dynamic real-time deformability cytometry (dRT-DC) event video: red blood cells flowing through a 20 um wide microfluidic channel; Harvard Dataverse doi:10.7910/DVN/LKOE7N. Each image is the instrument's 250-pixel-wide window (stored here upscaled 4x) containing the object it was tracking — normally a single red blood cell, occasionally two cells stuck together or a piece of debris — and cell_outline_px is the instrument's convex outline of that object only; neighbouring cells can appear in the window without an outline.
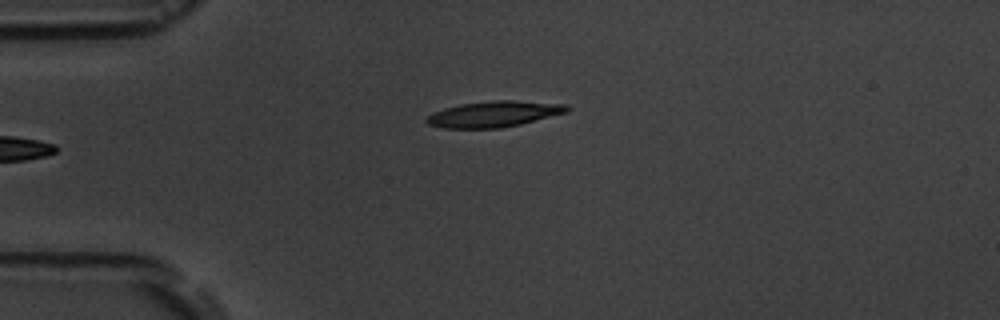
{"species": "common noctule bat (a hibernating species)", "species_latin": "Nyctalus noctula", "temperature_condition": "room temperature", "stored_images_in_passage": 3, "camera_frame_rate_fps": 3000, "um_per_image_px": 0.085, "animal": {"sex": "male", "body_mass_g": 19.5, "forearm_length_mm": 54.6}, "frame": {"image": 1, "passage_image": 3, "time_ms": 2.0, "image_size_px": [1000, 320], "cell_outline_px": [[568, 112], [520, 124], [500, 128], [444, 128], [428, 124], [424, 120], [432, 112], [444, 108], [460, 104], [492, 100], [512, 100], [564, 104], [568, 108]], "centroid_in_image_um": [41.94, 9.69], "position_along_channel_um": 43.1, "area_um2": 21.1}}